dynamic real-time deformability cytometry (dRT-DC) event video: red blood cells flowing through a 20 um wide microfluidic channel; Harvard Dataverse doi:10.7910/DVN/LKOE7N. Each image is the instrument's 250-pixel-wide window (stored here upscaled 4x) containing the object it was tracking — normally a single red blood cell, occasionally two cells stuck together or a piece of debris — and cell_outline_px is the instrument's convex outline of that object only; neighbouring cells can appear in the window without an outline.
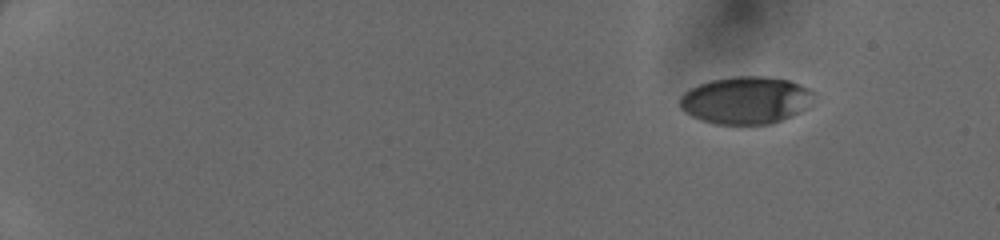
{"species": "human", "species_latin": "Homo sapiens", "temperature_condition": "cold", "stored_images_in_passage": 44, "camera_frame_rate_fps": 3000, "um_per_image_px": 0.085, "donor": {"sex": "female"}, "frame": {"image": 1, "passage_image": 1, "time_ms": 0.0, "image_size_px": [1000, 240], "cell_outline_px": [[816, 92], [808, 108], [792, 116], [772, 124], [716, 124], [700, 120], [684, 112], [680, 108], [680, 96], [684, 92], [700, 84], [712, 80], [732, 76], [764, 76], [788, 80], [800, 84]], "centroid_in_image_um": [63.42, 8.52], "position_along_channel_um": 21.6, "area_um2": 37.28}}
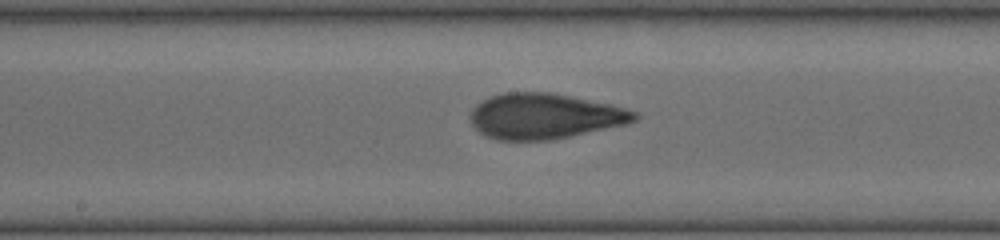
{"frame": {"image": 2, "passage_image": 24, "time_ms": 7.667, "image_size_px": [1000, 240], "cell_outline_px": [[640, 116], [636, 120], [624, 124], [556, 140], [496, 140], [484, 136], [472, 124], [468, 116], [472, 108], [476, 104], [492, 96], [504, 92], [552, 92], [612, 104], [636, 112]], "centroid_in_image_um": [46.27, 9.88], "position_along_channel_um": 201.9, "area_um2": 43.81}}
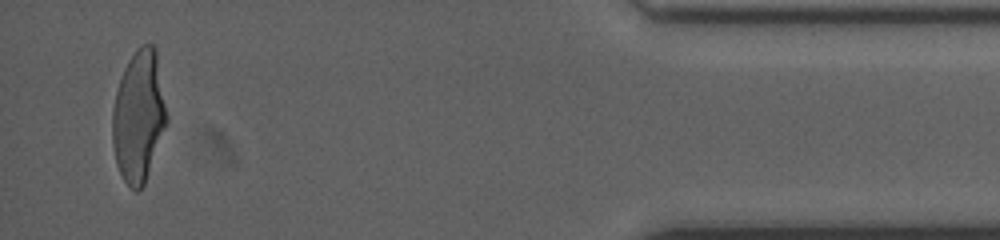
{"frame": {"image": 3, "passage_image": 43, "time_ms": 14.0, "image_size_px": [1000, 240], "cell_outline_px": [[168, 124], [144, 184], [136, 192], [124, 180], [116, 164], [112, 144], [112, 112], [116, 92], [124, 68], [128, 60], [136, 48], [140, 44], [152, 44], [156, 48], [168, 116]], "centroid_in_image_um": [11.8, 9.86], "position_along_channel_um": 423.4, "area_um2": 41.96}}